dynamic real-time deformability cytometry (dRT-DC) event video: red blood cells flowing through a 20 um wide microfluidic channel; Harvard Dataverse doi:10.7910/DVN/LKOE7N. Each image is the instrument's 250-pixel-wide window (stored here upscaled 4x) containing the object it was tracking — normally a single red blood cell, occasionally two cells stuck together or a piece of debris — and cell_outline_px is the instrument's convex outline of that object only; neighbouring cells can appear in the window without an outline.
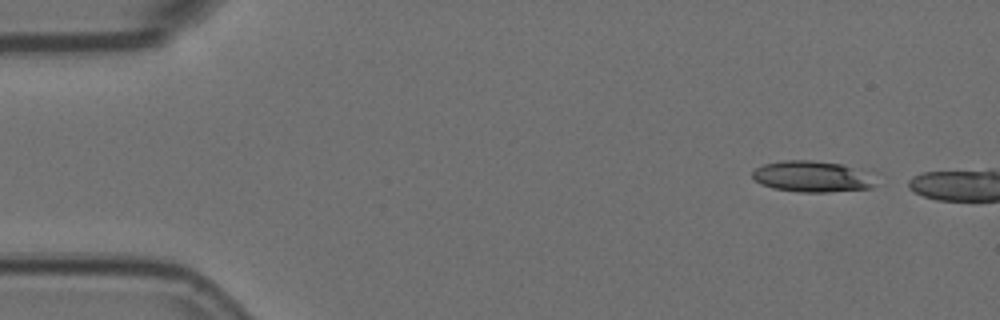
{"species": "Egyptian fruit bat (a non-hibernating species)", "species_latin": "Rousettus aegyptiacus", "temperature_condition": "room temperature", "stored_images_in_passage": 2, "camera_frame_rate_fps": 3000, "um_per_image_px": 0.085, "animal": {"sex": "female"}, "frame": {"image": 1, "passage_image": 1, "time_ms": 0.0, "image_size_px": [1000, 320], "cell_outline_px": [[880, 172], [876, 184], [872, 188], [824, 192], [800, 192], [772, 188], [760, 184], [752, 176], [752, 172], [756, 168], [764, 164], [784, 160], [812, 160], [876, 168]], "centroid_in_image_um": [69.29, 14.98], "position_along_channel_um": 15.7, "area_um2": 23.64}}